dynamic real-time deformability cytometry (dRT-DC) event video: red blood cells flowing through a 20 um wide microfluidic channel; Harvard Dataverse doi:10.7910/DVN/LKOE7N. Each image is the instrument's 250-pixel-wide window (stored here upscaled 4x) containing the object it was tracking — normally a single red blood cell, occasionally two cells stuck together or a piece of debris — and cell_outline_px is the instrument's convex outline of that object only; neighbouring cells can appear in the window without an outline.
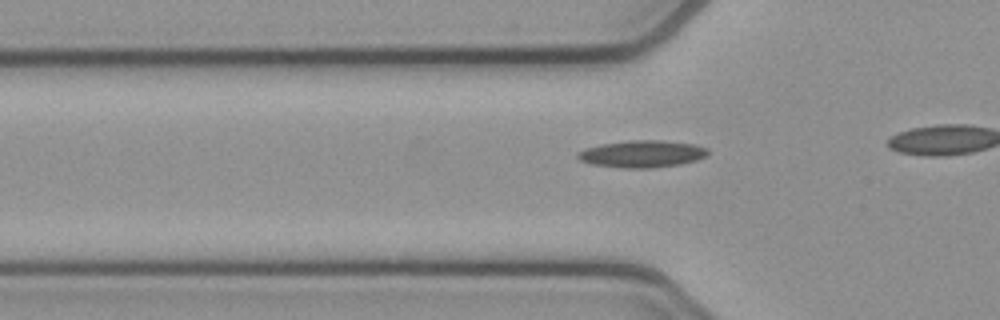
{"species": "common noctule bat (a hibernating species)", "species_latin": "Nyctalus noctula", "temperature_condition": "cold", "stored_images_in_passage": 20, "camera_frame_rate_fps": 3000, "um_per_image_px": 0.085, "animal": {"sex": "female", "body_mass_g": 21.9}, "frame": {"image": 1, "passage_image": 14, "time_ms": 4.333, "image_size_px": [1000, 320], "cell_outline_px": [[708, 156], [696, 160], [680, 164], [652, 168], [620, 168], [592, 164], [580, 160], [576, 156], [576, 152], [588, 148], [604, 144], [632, 140], [660, 140], [696, 144], [708, 148]], "centroid_in_image_um": [54.62, 13.09], "position_along_channel_um": 71.2, "area_um2": 20.52}}
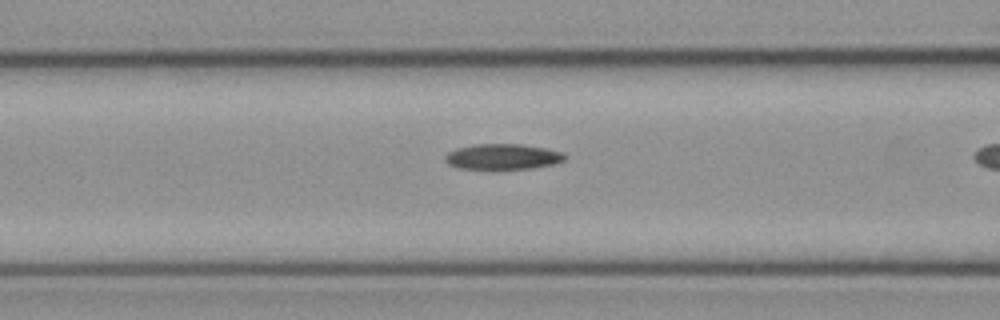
{"frame": {"image": 2, "passage_image": 18, "time_ms": 5.667, "image_size_px": [1000, 320], "cell_outline_px": [[564, 160], [556, 164], [532, 168], [496, 172], [492, 172], [460, 168], [448, 164], [444, 160], [444, 156], [448, 152], [456, 148], [476, 144], [520, 144], [544, 148], [564, 152]], "centroid_in_image_um": [42.69, 13.37], "position_along_channel_um": 123.9, "area_um2": 18.73}}